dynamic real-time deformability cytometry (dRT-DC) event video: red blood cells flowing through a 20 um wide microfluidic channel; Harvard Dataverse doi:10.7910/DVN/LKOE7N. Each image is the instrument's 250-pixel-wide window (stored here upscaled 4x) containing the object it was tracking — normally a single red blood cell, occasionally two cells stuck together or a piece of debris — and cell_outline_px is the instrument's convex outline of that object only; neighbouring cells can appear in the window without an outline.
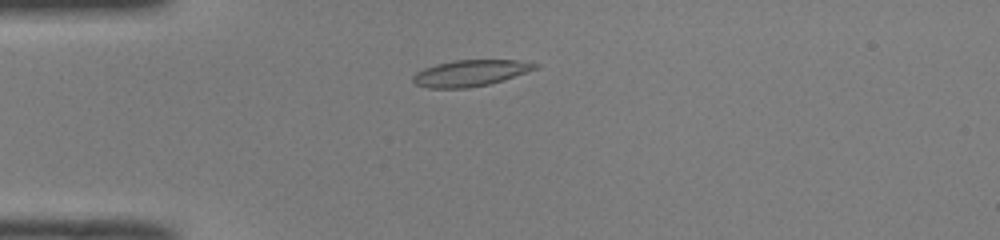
{"species": "common noctule bat (a hibernating species)", "species_latin": "Nyctalus noctula", "temperature_condition": "room temperature", "stored_images_in_passage": 46, "camera_frame_rate_fps": 3000, "um_per_image_px": 0.085, "animal": {"sex": "male", "body_mass_g": 19.0, "forearm_length_mm": 50.8}, "frame": {"image": 1, "passage_image": 9, "time_ms": 2.667, "image_size_px": [1000, 240], "cell_outline_px": [[540, 64], [536, 68], [504, 80], [488, 84], [468, 88], [428, 88], [416, 84], [412, 80], [412, 76], [416, 72], [424, 68], [436, 64], [452, 60], [516, 60]], "centroid_in_image_um": [39.94, 6.21], "position_along_channel_um": 45.1, "area_um2": 18.61}}
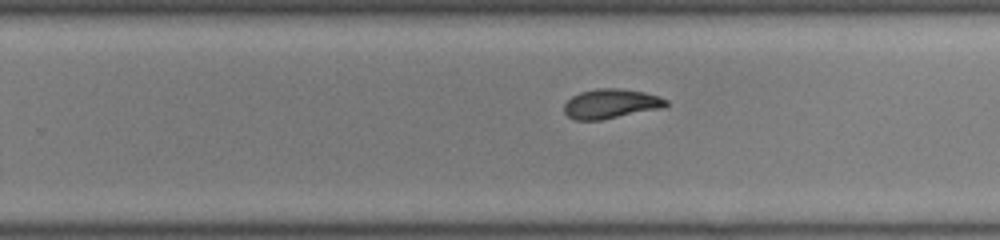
{"frame": {"image": 2, "passage_image": 28, "time_ms": 9.0, "image_size_px": [1000, 240], "cell_outline_px": [[668, 104], [664, 108], [600, 120], [572, 120], [564, 112], [564, 104], [572, 96], [580, 92], [596, 88], [620, 88], [644, 92], [660, 96], [668, 100]], "centroid_in_image_um": [51.94, 8.82], "position_along_channel_um": 277.9, "area_um2": 17.74}}
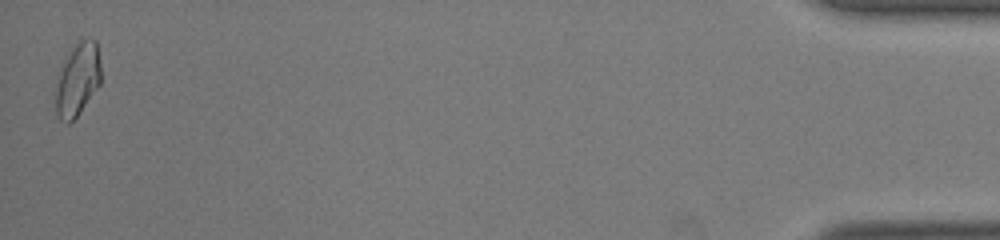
{"frame": {"image": 3, "passage_image": 46, "time_ms": 15.0, "image_size_px": [1000, 240], "cell_outline_px": [[100, 84], [76, 116], [68, 124], [64, 124], [56, 116], [56, 76], [72, 48], [80, 40], [96, 40], [100, 64]], "centroid_in_image_um": [6.57, 6.79], "position_along_channel_um": 428.6, "area_um2": 18.96}, "authors_computed_cell_mechanics": {"area_um2": 18.1492, "velocity_mm_per_s": 4.0081, "shape_relaxation_time_tau1_ms": 5.1782, "shape_relaxation_time_tau2_ms": 2.4285, "deformation_change_tau1": 0.1714, "deformation_change_tau2": 0.081}}